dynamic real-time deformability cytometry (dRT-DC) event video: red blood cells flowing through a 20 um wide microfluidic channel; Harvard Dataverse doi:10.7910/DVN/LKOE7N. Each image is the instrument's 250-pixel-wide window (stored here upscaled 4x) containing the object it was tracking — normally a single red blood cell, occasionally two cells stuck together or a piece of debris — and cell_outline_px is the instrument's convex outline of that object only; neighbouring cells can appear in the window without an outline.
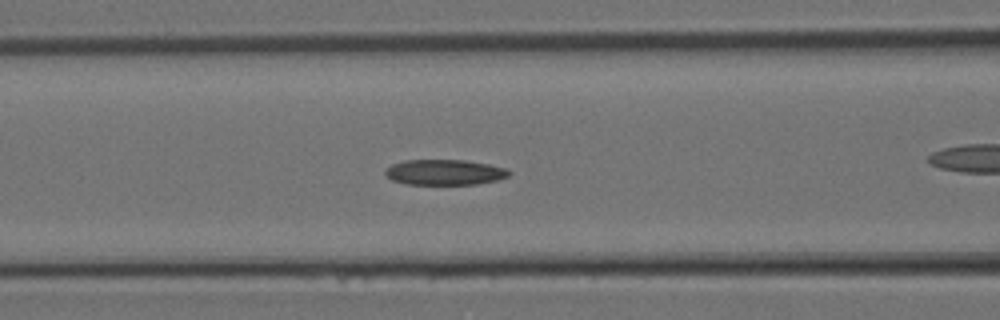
{"species": "Egyptian fruit bat (a non-hibernating species)", "species_latin": "Rousettus aegyptiacus", "temperature_condition": "room temperature", "stored_images_in_passage": 9, "camera_frame_rate_fps": 3000, "um_per_image_px": 0.085, "animal": {"sex": "female"}, "frame": {"image": 1, "passage_image": 6, "time_ms": 1.667, "image_size_px": [1000, 320], "cell_outline_px": [[512, 172], [508, 176], [496, 180], [476, 184], [408, 184], [392, 180], [384, 176], [384, 172], [392, 164], [404, 160], [464, 160], [488, 164], [504, 168]], "centroid_in_image_um": [37.76, 14.64], "position_along_channel_um": 128.8, "area_um2": 18.26}}
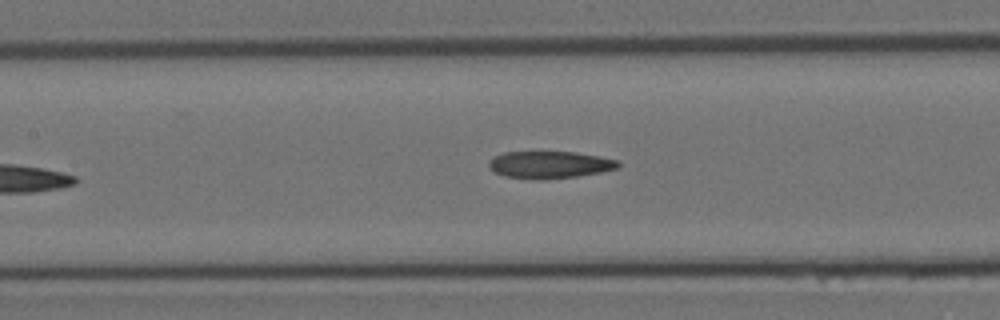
{"frame": {"image": 2, "passage_image": 9, "time_ms": 2.667, "image_size_px": [1000, 320], "cell_outline_px": [[620, 164], [616, 168], [600, 172], [576, 176], [540, 180], [536, 180], [504, 176], [488, 168], [488, 164], [496, 156], [504, 152], [576, 152], [600, 156], [620, 160]], "centroid_in_image_um": [46.74, 14.0], "position_along_channel_um": 160.7, "area_um2": 20.4}}